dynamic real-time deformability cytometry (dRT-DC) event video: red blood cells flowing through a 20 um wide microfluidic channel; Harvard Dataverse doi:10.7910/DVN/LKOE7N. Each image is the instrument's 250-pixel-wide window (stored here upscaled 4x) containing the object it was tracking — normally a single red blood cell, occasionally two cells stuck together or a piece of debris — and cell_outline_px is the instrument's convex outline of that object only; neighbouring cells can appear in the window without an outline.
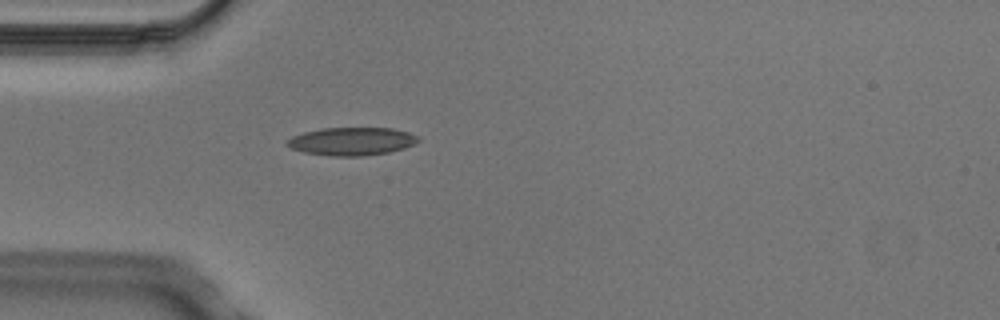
{"species": "Egyptian fruit bat (a non-hibernating species)", "species_latin": "Rousettus aegyptiacus", "temperature_condition": "cold", "stored_images_in_passage": 1, "camera_frame_rate_fps": 3000, "um_per_image_px": 0.085, "animal": {"sex": "male"}, "frame": {"image": 1, "passage_image": 1, "time_ms": 0.0, "image_size_px": [1000, 320], "cell_outline_px": [[420, 140], [404, 148], [388, 152], [364, 156], [328, 156], [304, 152], [292, 148], [284, 144], [292, 136], [304, 132], [324, 128], [392, 128], [408, 132], [420, 136]], "centroid_in_image_um": [29.9, 12.01], "position_along_channel_um": 55.1, "area_um2": 21.39}}